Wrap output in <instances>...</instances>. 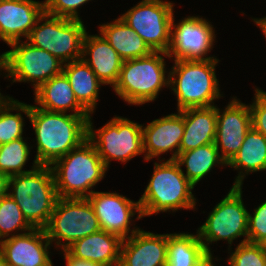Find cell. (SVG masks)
I'll use <instances>...</instances> for the list:
<instances>
[{
    "label": "cell",
    "instance_id": "cell-26",
    "mask_svg": "<svg viewBox=\"0 0 266 266\" xmlns=\"http://www.w3.org/2000/svg\"><path fill=\"white\" fill-rule=\"evenodd\" d=\"M77 101L90 113H94L98 100L99 87L104 85L81 58L63 66Z\"/></svg>",
    "mask_w": 266,
    "mask_h": 266
},
{
    "label": "cell",
    "instance_id": "cell-41",
    "mask_svg": "<svg viewBox=\"0 0 266 266\" xmlns=\"http://www.w3.org/2000/svg\"><path fill=\"white\" fill-rule=\"evenodd\" d=\"M0 266H10L7 261L0 254Z\"/></svg>",
    "mask_w": 266,
    "mask_h": 266
},
{
    "label": "cell",
    "instance_id": "cell-8",
    "mask_svg": "<svg viewBox=\"0 0 266 266\" xmlns=\"http://www.w3.org/2000/svg\"><path fill=\"white\" fill-rule=\"evenodd\" d=\"M100 230L98 218L87 198H58L45 228L48 240L51 244L55 242V247L60 246L62 251Z\"/></svg>",
    "mask_w": 266,
    "mask_h": 266
},
{
    "label": "cell",
    "instance_id": "cell-34",
    "mask_svg": "<svg viewBox=\"0 0 266 266\" xmlns=\"http://www.w3.org/2000/svg\"><path fill=\"white\" fill-rule=\"evenodd\" d=\"M91 0H45V13L68 19L81 20L78 8Z\"/></svg>",
    "mask_w": 266,
    "mask_h": 266
},
{
    "label": "cell",
    "instance_id": "cell-28",
    "mask_svg": "<svg viewBox=\"0 0 266 266\" xmlns=\"http://www.w3.org/2000/svg\"><path fill=\"white\" fill-rule=\"evenodd\" d=\"M205 253L198 233L167 234V266H194Z\"/></svg>",
    "mask_w": 266,
    "mask_h": 266
},
{
    "label": "cell",
    "instance_id": "cell-19",
    "mask_svg": "<svg viewBox=\"0 0 266 266\" xmlns=\"http://www.w3.org/2000/svg\"><path fill=\"white\" fill-rule=\"evenodd\" d=\"M118 266H167V234L139 229L123 239Z\"/></svg>",
    "mask_w": 266,
    "mask_h": 266
},
{
    "label": "cell",
    "instance_id": "cell-4",
    "mask_svg": "<svg viewBox=\"0 0 266 266\" xmlns=\"http://www.w3.org/2000/svg\"><path fill=\"white\" fill-rule=\"evenodd\" d=\"M154 163L152 178L138 200L142 217L179 209H195L194 185L175 160Z\"/></svg>",
    "mask_w": 266,
    "mask_h": 266
},
{
    "label": "cell",
    "instance_id": "cell-37",
    "mask_svg": "<svg viewBox=\"0 0 266 266\" xmlns=\"http://www.w3.org/2000/svg\"><path fill=\"white\" fill-rule=\"evenodd\" d=\"M213 260L212 252H206L194 266H216Z\"/></svg>",
    "mask_w": 266,
    "mask_h": 266
},
{
    "label": "cell",
    "instance_id": "cell-18",
    "mask_svg": "<svg viewBox=\"0 0 266 266\" xmlns=\"http://www.w3.org/2000/svg\"><path fill=\"white\" fill-rule=\"evenodd\" d=\"M45 13L44 2L3 0L0 2V39L7 45L28 37L38 19Z\"/></svg>",
    "mask_w": 266,
    "mask_h": 266
},
{
    "label": "cell",
    "instance_id": "cell-14",
    "mask_svg": "<svg viewBox=\"0 0 266 266\" xmlns=\"http://www.w3.org/2000/svg\"><path fill=\"white\" fill-rule=\"evenodd\" d=\"M87 199L93 206L101 230L118 235L121 239L129 238L139 230L134 227L130 231L131 218L137 213L136 219L143 218L138 201L134 202L116 192L96 191Z\"/></svg>",
    "mask_w": 266,
    "mask_h": 266
},
{
    "label": "cell",
    "instance_id": "cell-12",
    "mask_svg": "<svg viewBox=\"0 0 266 266\" xmlns=\"http://www.w3.org/2000/svg\"><path fill=\"white\" fill-rule=\"evenodd\" d=\"M174 4L163 0H142L120 17L146 42L153 52L168 53Z\"/></svg>",
    "mask_w": 266,
    "mask_h": 266
},
{
    "label": "cell",
    "instance_id": "cell-24",
    "mask_svg": "<svg viewBox=\"0 0 266 266\" xmlns=\"http://www.w3.org/2000/svg\"><path fill=\"white\" fill-rule=\"evenodd\" d=\"M226 166L240 170L233 186L241 187L246 174L266 170V137L251 127L239 151Z\"/></svg>",
    "mask_w": 266,
    "mask_h": 266
},
{
    "label": "cell",
    "instance_id": "cell-11",
    "mask_svg": "<svg viewBox=\"0 0 266 266\" xmlns=\"http://www.w3.org/2000/svg\"><path fill=\"white\" fill-rule=\"evenodd\" d=\"M11 50L0 55L7 75L13 82H33L34 91L53 76L63 72V62L46 50L27 41L10 43Z\"/></svg>",
    "mask_w": 266,
    "mask_h": 266
},
{
    "label": "cell",
    "instance_id": "cell-3",
    "mask_svg": "<svg viewBox=\"0 0 266 266\" xmlns=\"http://www.w3.org/2000/svg\"><path fill=\"white\" fill-rule=\"evenodd\" d=\"M7 193L33 228H46L59 198L49 165H38L32 171L8 177Z\"/></svg>",
    "mask_w": 266,
    "mask_h": 266
},
{
    "label": "cell",
    "instance_id": "cell-25",
    "mask_svg": "<svg viewBox=\"0 0 266 266\" xmlns=\"http://www.w3.org/2000/svg\"><path fill=\"white\" fill-rule=\"evenodd\" d=\"M101 34L123 61L145 57L153 51L121 17L99 27Z\"/></svg>",
    "mask_w": 266,
    "mask_h": 266
},
{
    "label": "cell",
    "instance_id": "cell-21",
    "mask_svg": "<svg viewBox=\"0 0 266 266\" xmlns=\"http://www.w3.org/2000/svg\"><path fill=\"white\" fill-rule=\"evenodd\" d=\"M122 240L118 235L100 230L75 241L66 251L76 259L118 266Z\"/></svg>",
    "mask_w": 266,
    "mask_h": 266
},
{
    "label": "cell",
    "instance_id": "cell-5",
    "mask_svg": "<svg viewBox=\"0 0 266 266\" xmlns=\"http://www.w3.org/2000/svg\"><path fill=\"white\" fill-rule=\"evenodd\" d=\"M169 73V86L177 98V111L188 108H206L222 96L215 67L219 59L174 60Z\"/></svg>",
    "mask_w": 266,
    "mask_h": 266
},
{
    "label": "cell",
    "instance_id": "cell-36",
    "mask_svg": "<svg viewBox=\"0 0 266 266\" xmlns=\"http://www.w3.org/2000/svg\"><path fill=\"white\" fill-rule=\"evenodd\" d=\"M64 252V259L66 260V266H104L95 262L84 261L72 257L66 250Z\"/></svg>",
    "mask_w": 266,
    "mask_h": 266
},
{
    "label": "cell",
    "instance_id": "cell-23",
    "mask_svg": "<svg viewBox=\"0 0 266 266\" xmlns=\"http://www.w3.org/2000/svg\"><path fill=\"white\" fill-rule=\"evenodd\" d=\"M217 124V105L184 110V134L179 153L214 143Z\"/></svg>",
    "mask_w": 266,
    "mask_h": 266
},
{
    "label": "cell",
    "instance_id": "cell-38",
    "mask_svg": "<svg viewBox=\"0 0 266 266\" xmlns=\"http://www.w3.org/2000/svg\"><path fill=\"white\" fill-rule=\"evenodd\" d=\"M7 177L0 173V198L7 193Z\"/></svg>",
    "mask_w": 266,
    "mask_h": 266
},
{
    "label": "cell",
    "instance_id": "cell-31",
    "mask_svg": "<svg viewBox=\"0 0 266 266\" xmlns=\"http://www.w3.org/2000/svg\"><path fill=\"white\" fill-rule=\"evenodd\" d=\"M33 227L25 219L20 207L14 199L6 193L0 198V240L19 235V231H30ZM15 230V233H11Z\"/></svg>",
    "mask_w": 266,
    "mask_h": 266
},
{
    "label": "cell",
    "instance_id": "cell-27",
    "mask_svg": "<svg viewBox=\"0 0 266 266\" xmlns=\"http://www.w3.org/2000/svg\"><path fill=\"white\" fill-rule=\"evenodd\" d=\"M180 166H186V178L195 186L215 165H226L214 143L179 153L176 160Z\"/></svg>",
    "mask_w": 266,
    "mask_h": 266
},
{
    "label": "cell",
    "instance_id": "cell-40",
    "mask_svg": "<svg viewBox=\"0 0 266 266\" xmlns=\"http://www.w3.org/2000/svg\"><path fill=\"white\" fill-rule=\"evenodd\" d=\"M2 70L3 71H5V67H4V65H3V63H2V61L0 60V71L2 72ZM9 98H11V97H9V96H3L2 94H1V92H0V107L9 99Z\"/></svg>",
    "mask_w": 266,
    "mask_h": 266
},
{
    "label": "cell",
    "instance_id": "cell-15",
    "mask_svg": "<svg viewBox=\"0 0 266 266\" xmlns=\"http://www.w3.org/2000/svg\"><path fill=\"white\" fill-rule=\"evenodd\" d=\"M252 127L250 106L235 97L223 112L217 107V124L214 144L221 158L228 163L239 151L246 133Z\"/></svg>",
    "mask_w": 266,
    "mask_h": 266
},
{
    "label": "cell",
    "instance_id": "cell-16",
    "mask_svg": "<svg viewBox=\"0 0 266 266\" xmlns=\"http://www.w3.org/2000/svg\"><path fill=\"white\" fill-rule=\"evenodd\" d=\"M45 229L33 228L0 242V254L10 266H53Z\"/></svg>",
    "mask_w": 266,
    "mask_h": 266
},
{
    "label": "cell",
    "instance_id": "cell-2",
    "mask_svg": "<svg viewBox=\"0 0 266 266\" xmlns=\"http://www.w3.org/2000/svg\"><path fill=\"white\" fill-rule=\"evenodd\" d=\"M50 167L59 198H87L108 170L88 139Z\"/></svg>",
    "mask_w": 266,
    "mask_h": 266
},
{
    "label": "cell",
    "instance_id": "cell-6",
    "mask_svg": "<svg viewBox=\"0 0 266 266\" xmlns=\"http://www.w3.org/2000/svg\"><path fill=\"white\" fill-rule=\"evenodd\" d=\"M163 56L169 57L166 52H152L145 57L123 61L113 87L115 93L132 105L153 102L161 88L169 86L170 77L169 74L166 77Z\"/></svg>",
    "mask_w": 266,
    "mask_h": 266
},
{
    "label": "cell",
    "instance_id": "cell-30",
    "mask_svg": "<svg viewBox=\"0 0 266 266\" xmlns=\"http://www.w3.org/2000/svg\"><path fill=\"white\" fill-rule=\"evenodd\" d=\"M30 147L24 137L0 145V173L7 178L32 171L38 166L34 161L31 170H22L29 160Z\"/></svg>",
    "mask_w": 266,
    "mask_h": 266
},
{
    "label": "cell",
    "instance_id": "cell-33",
    "mask_svg": "<svg viewBox=\"0 0 266 266\" xmlns=\"http://www.w3.org/2000/svg\"><path fill=\"white\" fill-rule=\"evenodd\" d=\"M247 241L266 245V201L255 208V212L248 214Z\"/></svg>",
    "mask_w": 266,
    "mask_h": 266
},
{
    "label": "cell",
    "instance_id": "cell-10",
    "mask_svg": "<svg viewBox=\"0 0 266 266\" xmlns=\"http://www.w3.org/2000/svg\"><path fill=\"white\" fill-rule=\"evenodd\" d=\"M248 214L242 200V187L232 186L196 232L205 251L211 252L209 243L219 240H226L231 245L233 240L245 236L240 243L247 242Z\"/></svg>",
    "mask_w": 266,
    "mask_h": 266
},
{
    "label": "cell",
    "instance_id": "cell-20",
    "mask_svg": "<svg viewBox=\"0 0 266 266\" xmlns=\"http://www.w3.org/2000/svg\"><path fill=\"white\" fill-rule=\"evenodd\" d=\"M82 59L104 85L114 87L123 60L101 34L89 35L86 32L83 39Z\"/></svg>",
    "mask_w": 266,
    "mask_h": 266
},
{
    "label": "cell",
    "instance_id": "cell-35",
    "mask_svg": "<svg viewBox=\"0 0 266 266\" xmlns=\"http://www.w3.org/2000/svg\"><path fill=\"white\" fill-rule=\"evenodd\" d=\"M249 106L252 127L266 137V92L256 88L253 103Z\"/></svg>",
    "mask_w": 266,
    "mask_h": 266
},
{
    "label": "cell",
    "instance_id": "cell-17",
    "mask_svg": "<svg viewBox=\"0 0 266 266\" xmlns=\"http://www.w3.org/2000/svg\"><path fill=\"white\" fill-rule=\"evenodd\" d=\"M184 134V110L155 119L142 126L144 160L173 152L168 160H176Z\"/></svg>",
    "mask_w": 266,
    "mask_h": 266
},
{
    "label": "cell",
    "instance_id": "cell-7",
    "mask_svg": "<svg viewBox=\"0 0 266 266\" xmlns=\"http://www.w3.org/2000/svg\"><path fill=\"white\" fill-rule=\"evenodd\" d=\"M85 34L83 21L44 13L30 31L26 41L48 51L65 64L82 58Z\"/></svg>",
    "mask_w": 266,
    "mask_h": 266
},
{
    "label": "cell",
    "instance_id": "cell-9",
    "mask_svg": "<svg viewBox=\"0 0 266 266\" xmlns=\"http://www.w3.org/2000/svg\"><path fill=\"white\" fill-rule=\"evenodd\" d=\"M142 126L144 125L127 118L115 116L103 127L95 130L90 115L87 139L108 168L112 160L125 163L144 153Z\"/></svg>",
    "mask_w": 266,
    "mask_h": 266
},
{
    "label": "cell",
    "instance_id": "cell-22",
    "mask_svg": "<svg viewBox=\"0 0 266 266\" xmlns=\"http://www.w3.org/2000/svg\"><path fill=\"white\" fill-rule=\"evenodd\" d=\"M36 106L51 112H64L69 109L73 115L90 117V113L77 101L69 80L62 72L44 82L34 91Z\"/></svg>",
    "mask_w": 266,
    "mask_h": 266
},
{
    "label": "cell",
    "instance_id": "cell-32",
    "mask_svg": "<svg viewBox=\"0 0 266 266\" xmlns=\"http://www.w3.org/2000/svg\"><path fill=\"white\" fill-rule=\"evenodd\" d=\"M230 266H266V245L252 242L239 243L230 253Z\"/></svg>",
    "mask_w": 266,
    "mask_h": 266
},
{
    "label": "cell",
    "instance_id": "cell-1",
    "mask_svg": "<svg viewBox=\"0 0 266 266\" xmlns=\"http://www.w3.org/2000/svg\"><path fill=\"white\" fill-rule=\"evenodd\" d=\"M88 119L83 115L51 112L30 105L29 121L36 135L38 165H51L72 149L80 146L88 136Z\"/></svg>",
    "mask_w": 266,
    "mask_h": 266
},
{
    "label": "cell",
    "instance_id": "cell-29",
    "mask_svg": "<svg viewBox=\"0 0 266 266\" xmlns=\"http://www.w3.org/2000/svg\"><path fill=\"white\" fill-rule=\"evenodd\" d=\"M13 110L19 111V113H11L10 111ZM20 111L29 118L30 105L19 102L12 97L0 107V145L23 137L25 124Z\"/></svg>",
    "mask_w": 266,
    "mask_h": 266
},
{
    "label": "cell",
    "instance_id": "cell-39",
    "mask_svg": "<svg viewBox=\"0 0 266 266\" xmlns=\"http://www.w3.org/2000/svg\"><path fill=\"white\" fill-rule=\"evenodd\" d=\"M252 20L259 26V28L262 30L266 38V17L259 18V19L254 18Z\"/></svg>",
    "mask_w": 266,
    "mask_h": 266
},
{
    "label": "cell",
    "instance_id": "cell-13",
    "mask_svg": "<svg viewBox=\"0 0 266 266\" xmlns=\"http://www.w3.org/2000/svg\"><path fill=\"white\" fill-rule=\"evenodd\" d=\"M172 20L171 45L168 58L184 60H208L207 56L215 43V30L207 19L188 16L175 24ZM172 56V57H171ZM207 56V57H206Z\"/></svg>",
    "mask_w": 266,
    "mask_h": 266
}]
</instances>
